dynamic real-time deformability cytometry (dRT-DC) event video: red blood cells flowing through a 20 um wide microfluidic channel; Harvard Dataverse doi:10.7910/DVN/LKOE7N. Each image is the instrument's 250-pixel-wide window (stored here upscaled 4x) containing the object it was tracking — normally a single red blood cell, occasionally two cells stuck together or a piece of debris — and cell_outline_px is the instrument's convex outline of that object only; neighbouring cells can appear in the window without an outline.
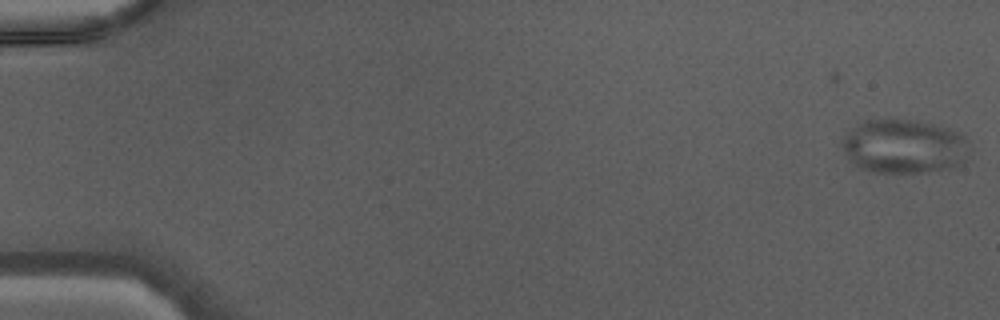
{"species": "Egyptian fruit bat (a non-hibernating species)", "species_latin": "Rousettus aegyptiacus", "temperature_condition": "warm", "stored_images_in_passage": 15, "camera_frame_rate_fps": 3000, "um_per_image_px": 0.085, "animal": {"sex": "male"}, "frame": {"image": 1, "passage_image": 1, "time_ms": 0.0, "image_size_px": [1000, 320], "cell_outline_px": [[964, 160], [960, 164], [952, 168], [924, 172], [876, 172], [864, 168], [856, 164], [844, 152], [840, 144], [844, 136], [848, 132], [864, 120], [888, 116], [892, 116], [916, 120], [948, 128], [964, 136]], "centroid_in_image_um": [76.77, 12.39], "position_along_channel_um": 8.2, "area_um2": 39.94}}